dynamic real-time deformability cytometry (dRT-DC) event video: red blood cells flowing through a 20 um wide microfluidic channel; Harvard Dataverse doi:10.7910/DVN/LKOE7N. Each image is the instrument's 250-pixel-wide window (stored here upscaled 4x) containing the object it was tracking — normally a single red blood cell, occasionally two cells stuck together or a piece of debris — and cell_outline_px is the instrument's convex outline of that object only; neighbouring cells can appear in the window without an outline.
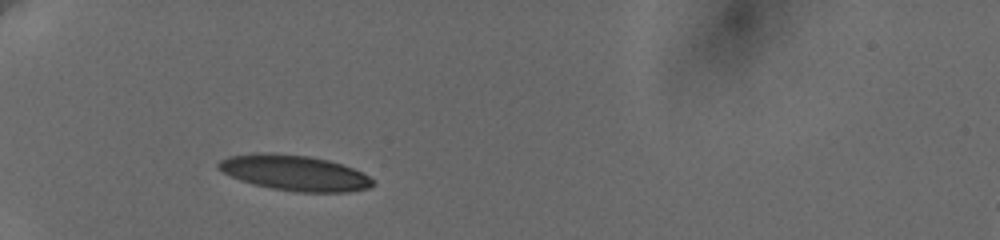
{"species": "human", "species_latin": "Homo sapiens", "temperature_condition": "cold", "stored_images_in_passage": 33, "camera_frame_rate_fps": 3000, "um_per_image_px": 0.085, "donor": {"sex": "female"}, "frame": {"image": 1, "passage_image": 1, "time_ms": 0.0, "image_size_px": [1000, 240], "cell_outline_px": [[376, 184], [368, 188], [348, 192], [296, 192], [272, 188], [252, 184], [240, 180], [216, 168], [216, 164], [220, 160], [228, 156], [256, 152], [272, 152], [308, 156], [328, 160], [352, 168], [368, 176]], "centroid_in_image_um": [24.99, 14.69], "position_along_channel_um": 60.0, "area_um2": 31.96}}
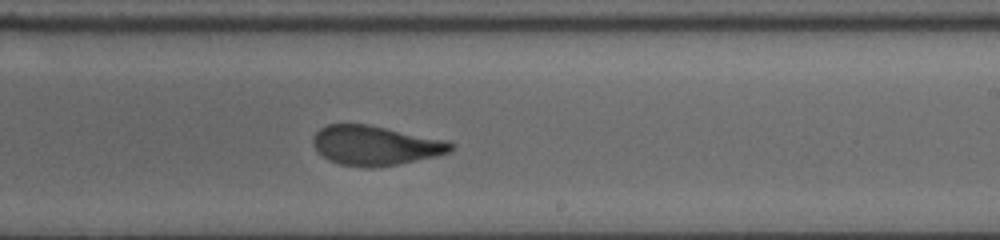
{"frame": {"image": 2, "passage_image": 19, "time_ms": 6.0, "image_size_px": [1000, 240], "cell_outline_px": [[452, 148], [448, 152], [416, 160], [396, 164], [340, 164], [328, 160], [312, 144], [312, 140], [316, 132], [320, 128], [328, 124], [368, 124], [448, 140], [452, 144]], "centroid_in_image_um": [31.88, 12.3], "position_along_channel_um": 257.1, "area_um2": 30.58}}
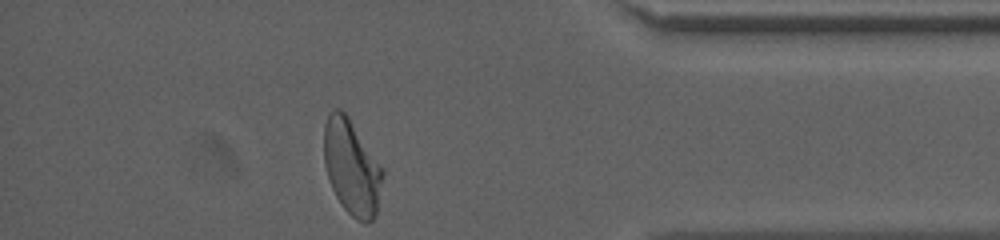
{"frame": {"image": 3, "passage_image": 33, "time_ms": 10.667, "image_size_px": [1000, 240], "cell_outline_px": [[384, 176], [376, 216], [368, 224], [364, 224], [356, 220], [344, 208], [336, 196], [332, 188], [324, 164], [324, 124], [332, 108], [340, 108], [348, 116], [384, 168]], "centroid_in_image_um": [29.92, 14.23], "position_along_channel_um": 405.3, "area_um2": 32.95}, "authors_computed_cell_mechanics": {"area_um2": 32.0212, "velocity_mm_per_s": 3.625, "shape_relaxation_time_tau1_ms": 5.5687, "shape_relaxation_time_tau2_ms": 1.3762, "deformation_change_tau1": 0.1895, "deformation_change_tau2": 0.0899}}